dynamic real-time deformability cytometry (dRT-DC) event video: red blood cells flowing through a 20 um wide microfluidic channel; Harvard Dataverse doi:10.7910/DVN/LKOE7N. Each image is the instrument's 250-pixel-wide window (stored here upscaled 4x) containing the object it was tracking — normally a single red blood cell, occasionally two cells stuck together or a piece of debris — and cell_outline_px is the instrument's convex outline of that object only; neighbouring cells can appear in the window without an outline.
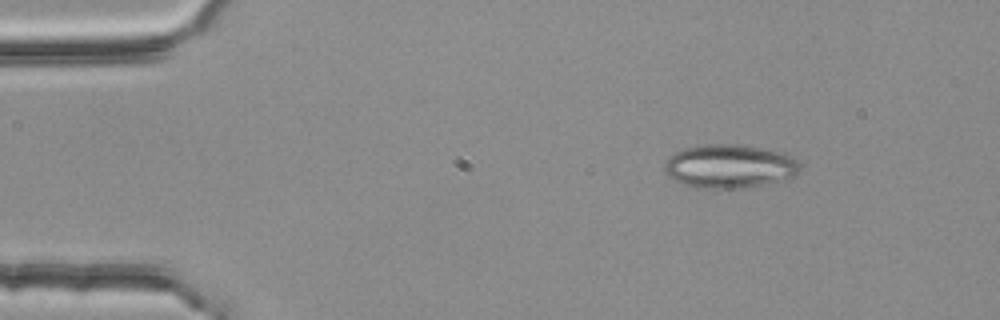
{"species": "common noctule bat (a hibernating species)", "species_latin": "Nyctalus noctula", "temperature_condition": "room temperature", "stored_images_in_passage": 3, "camera_frame_rate_fps": 3000, "um_per_image_px": 0.085, "animal": {"sex": "female", "body_mass_g": 25.1}, "frame": {"image": 1, "passage_image": 1, "time_ms": 0.0, "image_size_px": [1000, 320], "cell_outline_px": [[800, 168], [792, 176], [768, 184], [740, 188], [704, 188], [684, 184], [668, 176], [664, 172], [664, 164], [676, 152], [684, 148], [704, 144], [736, 144], [764, 148], [780, 152], [792, 156], [800, 164]], "centroid_in_image_um": [62.01, 14.12], "position_along_channel_um": 23.0, "area_um2": 34.16}}